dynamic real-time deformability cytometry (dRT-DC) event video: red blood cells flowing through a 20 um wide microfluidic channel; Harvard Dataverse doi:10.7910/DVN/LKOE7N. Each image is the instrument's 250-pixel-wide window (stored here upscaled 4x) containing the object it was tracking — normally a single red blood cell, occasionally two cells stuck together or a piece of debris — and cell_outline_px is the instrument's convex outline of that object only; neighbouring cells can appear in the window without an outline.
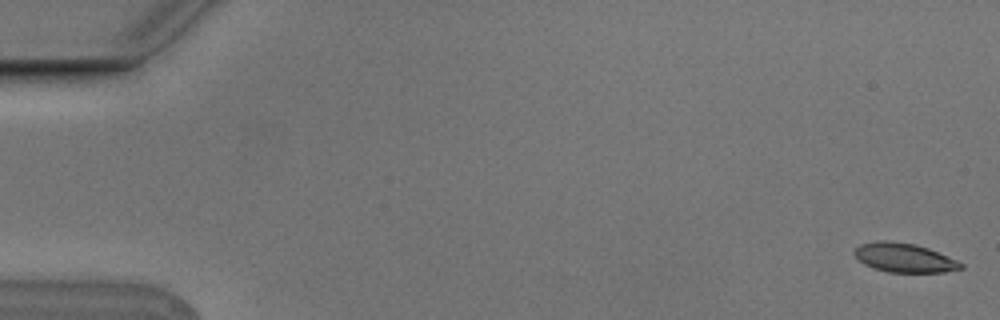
{"species": "Egyptian fruit bat (a non-hibernating species)", "species_latin": "Rousettus aegyptiacus", "temperature_condition": "cold", "stored_images_in_passage": 5, "camera_frame_rate_fps": 3000, "um_per_image_px": 0.085, "animal": {"sex": "male"}, "frame": {"image": 1, "passage_image": 1, "time_ms": 0.0, "image_size_px": [1000, 320], "cell_outline_px": [[964, 268], [944, 272], [888, 272], [872, 268], [864, 264], [852, 252], [860, 244], [880, 240], [884, 240], [916, 244], [928, 248], [956, 260], [964, 264]], "centroid_in_image_um": [76.85, 21.91], "position_along_channel_um": 8.1, "area_um2": 17.98}}
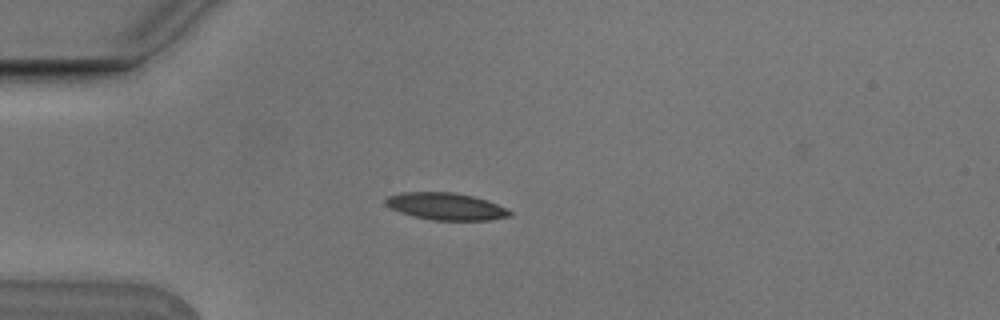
{"frame": {"image": 2, "passage_image": 5, "time_ms": 1.333, "image_size_px": [1000, 320], "cell_outline_px": [[512, 216], [488, 220], [432, 220], [412, 216], [400, 212], [384, 204], [384, 200], [388, 196], [400, 192], [452, 192], [472, 196], [488, 200], [512, 212]], "centroid_in_image_um": [37.87, 17.54], "position_along_channel_um": 47.1, "area_um2": 19.59}}